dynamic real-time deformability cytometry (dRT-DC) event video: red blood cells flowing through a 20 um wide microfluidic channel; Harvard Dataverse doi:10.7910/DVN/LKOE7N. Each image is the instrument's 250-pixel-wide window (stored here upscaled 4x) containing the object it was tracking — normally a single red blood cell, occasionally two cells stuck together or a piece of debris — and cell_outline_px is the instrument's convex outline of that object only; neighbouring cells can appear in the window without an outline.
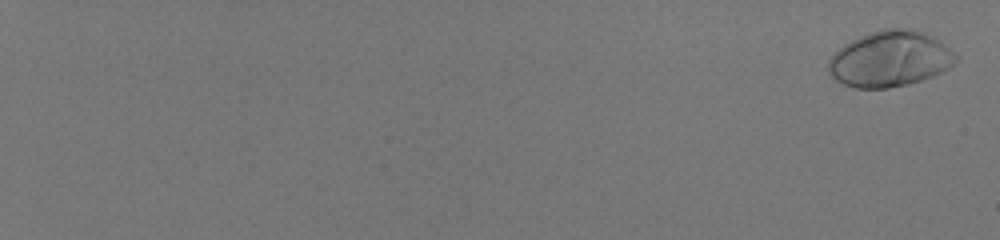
{"species": "human", "species_latin": "Homo sapiens", "temperature_condition": "room temperature", "stored_images_in_passage": 59, "camera_frame_rate_fps": 3000, "um_per_image_px": 0.085, "donor": {"sex": "male"}, "frame": {"image": 1, "passage_image": 2, "time_ms": 0.333, "image_size_px": [1000, 240], "cell_outline_px": [[960, 60], [956, 64], [932, 76], [908, 84], [888, 88], [856, 88], [844, 84], [836, 80], [828, 72], [828, 60], [844, 44], [868, 32], [884, 28], [908, 28], [924, 32], [944, 44]], "centroid_in_image_um": [75.64, 5.0], "position_along_channel_um": 9.4, "area_um2": 41.27}}
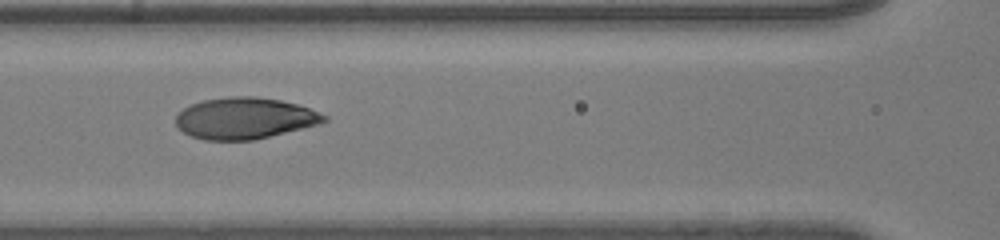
{"frame": {"image": 2, "passage_image": 34, "time_ms": 11.0, "image_size_px": [1000, 240], "cell_outline_px": [[328, 120], [320, 124], [252, 140], [204, 140], [192, 136], [176, 128], [176, 116], [184, 108], [192, 104], [204, 100], [228, 96], [256, 96], [280, 100], [296, 104], [308, 108], [328, 116]], "centroid_in_image_um": [20.79, 10.05], "position_along_channel_um": 145.8, "area_um2": 35.66}}
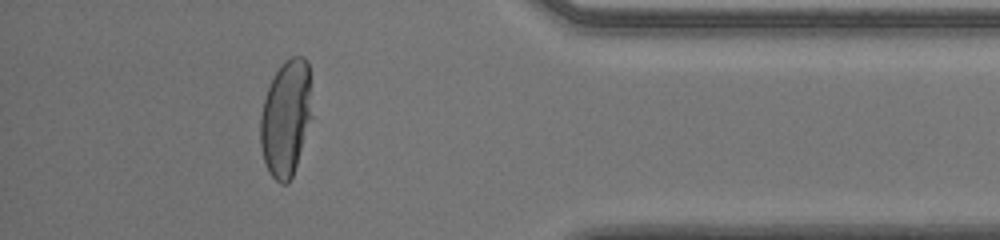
{"frame": {"image": 3, "passage_image": 55, "time_ms": 18.0, "image_size_px": [1000, 240], "cell_outline_px": [[312, 116], [292, 176], [288, 184], [280, 184], [268, 172], [264, 160], [260, 144], [260, 116], [264, 100], [268, 88], [276, 72], [292, 56], [304, 56], [308, 60]], "centroid_in_image_um": [24.3, 10.05], "position_along_channel_um": 410.9, "area_um2": 34.62}, "authors_computed_cell_mechanics": {"area_um2": 36.2984, "velocity_mm_per_s": 4.0408, "shape_relaxation_time_tau1_ms": 3.1003, "shape_relaxation_time_tau2_ms": null, "deformation_change_tau1": 0.2111, "deformation_change_tau2": null}}